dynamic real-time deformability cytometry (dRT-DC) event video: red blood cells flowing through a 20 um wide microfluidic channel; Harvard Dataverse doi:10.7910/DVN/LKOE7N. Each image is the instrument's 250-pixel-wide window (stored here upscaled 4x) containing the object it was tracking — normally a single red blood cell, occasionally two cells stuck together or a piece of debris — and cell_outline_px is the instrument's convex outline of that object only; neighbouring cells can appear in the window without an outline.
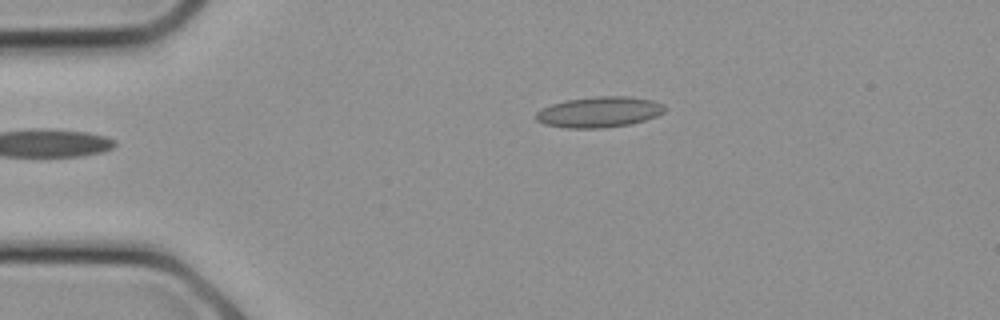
{"species": "common noctule bat (a hibernating species)", "species_latin": "Nyctalus noctula", "temperature_condition": "cold", "stored_images_in_passage": 18, "camera_frame_rate_fps": 3000, "um_per_image_px": 0.085, "animal": {"sex": "female", "body_mass_g": 21.9}, "frame": {"image": 1, "passage_image": 1, "time_ms": 0.0, "image_size_px": [1000, 320], "cell_outline_px": [[664, 112], [656, 116], [632, 124], [604, 128], [568, 128], [544, 124], [536, 120], [536, 112], [540, 108], [564, 100], [592, 96], [628, 96], [652, 100], [664, 104]], "centroid_in_image_um": [50.91, 9.51], "position_along_channel_um": 34.1, "area_um2": 23.24}}
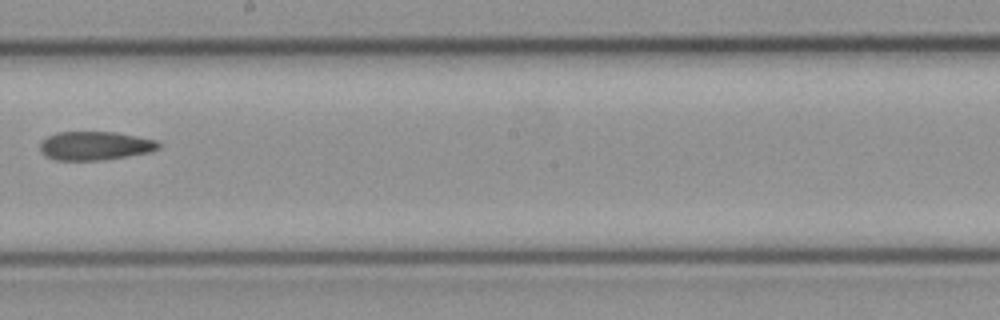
{"frame": {"image": 2, "passage_image": 10, "time_ms": 3.0, "image_size_px": [1000, 320], "cell_outline_px": [[160, 148], [152, 152], [128, 156], [100, 160], [56, 160], [44, 156], [40, 152], [40, 144], [48, 136], [60, 132], [116, 132], [156, 140], [160, 144]], "centroid_in_image_um": [8.09, 12.4], "position_along_channel_um": 240.1, "area_um2": 19.83}}
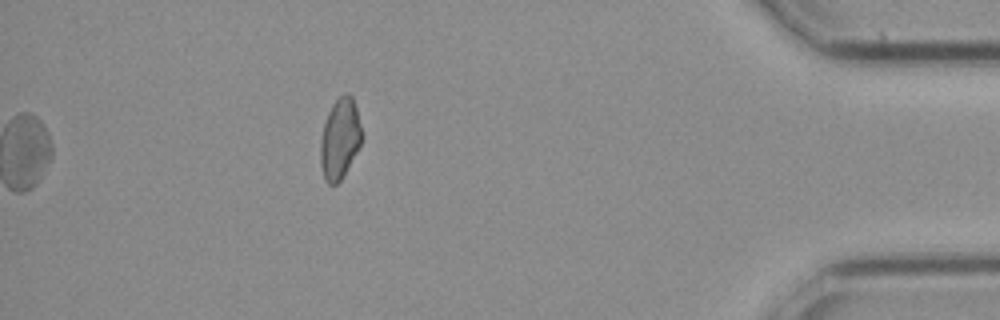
{"frame": {"image": 3, "passage_image": 18, "time_ms": 5.667, "image_size_px": [1000, 320], "cell_outline_px": [[360, 144], [356, 152], [340, 180], [336, 184], [328, 184], [324, 180], [320, 164], [320, 140], [324, 124], [328, 112], [332, 104], [340, 96], [348, 92], [352, 96], [356, 108], [360, 124]], "centroid_in_image_um": [28.85, 11.79], "position_along_channel_um": 406.4, "area_um2": 19.02}}